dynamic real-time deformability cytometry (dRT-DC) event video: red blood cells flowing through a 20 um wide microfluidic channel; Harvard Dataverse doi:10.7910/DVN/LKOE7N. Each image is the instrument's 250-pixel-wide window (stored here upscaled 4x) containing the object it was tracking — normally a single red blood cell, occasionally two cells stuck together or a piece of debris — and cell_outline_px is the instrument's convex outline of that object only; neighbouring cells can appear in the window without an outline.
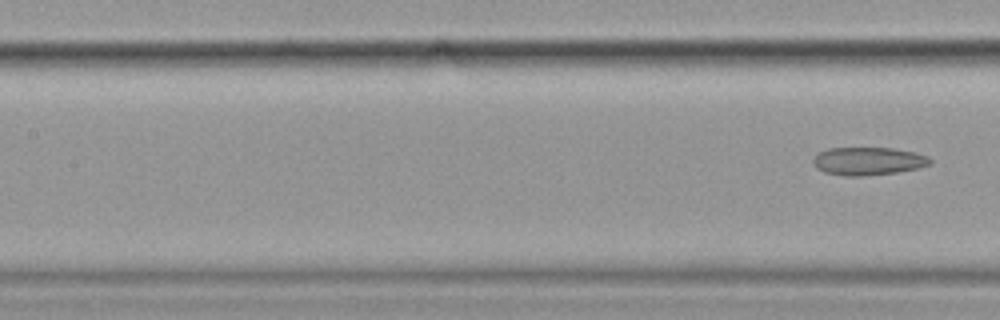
{"species": "common noctule bat (a hibernating species)", "species_latin": "Nyctalus noctula", "temperature_condition": "cold", "stored_images_in_passage": 4, "segment_of_instrument_passage": [2, 2], "camera_frame_rate_fps": 3000, "um_per_image_px": 0.085, "animal": {"sex": "female", "body_mass_g": 19.9}, "frame": {"image": 1, "passage_image": 4, "time_ms": 1.0, "image_size_px": [1000, 320], "cell_outline_px": [[932, 164], [916, 168], [896, 172], [860, 176], [844, 176], [824, 172], [816, 168], [812, 164], [812, 160], [820, 152], [828, 148], [892, 148], [912, 152], [928, 156], [932, 160]], "centroid_in_image_um": [73.77, 13.7], "position_along_channel_um": 133.6, "area_um2": 18.96}}